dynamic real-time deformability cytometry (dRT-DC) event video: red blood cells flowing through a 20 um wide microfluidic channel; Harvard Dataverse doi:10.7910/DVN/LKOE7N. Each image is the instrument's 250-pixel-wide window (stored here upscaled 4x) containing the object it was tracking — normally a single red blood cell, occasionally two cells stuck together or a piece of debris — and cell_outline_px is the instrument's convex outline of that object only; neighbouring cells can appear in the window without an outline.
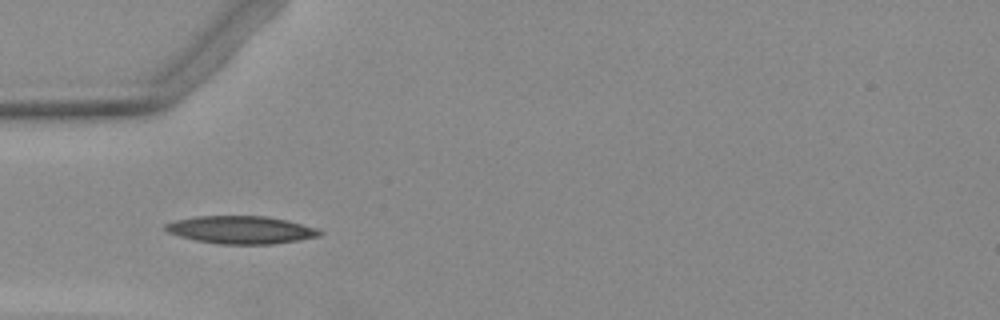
{"species": "Egyptian fruit bat (a non-hibernating species)", "species_latin": "Rousettus aegyptiacus", "temperature_condition": "warm", "stored_images_in_passage": 15, "camera_frame_rate_fps": 3000, "um_per_image_px": 0.085, "animal": {"sex": "female"}, "frame": {"image": 1, "passage_image": 3, "time_ms": 0.667, "image_size_px": [1000, 320], "cell_outline_px": [[324, 232], [320, 236], [300, 240], [272, 244], [220, 244], [196, 240], [164, 232], [160, 228], [164, 224], [176, 220], [196, 216], [264, 216], [288, 220], [316, 228]], "centroid_in_image_um": [20.45, 19.53], "position_along_channel_um": 64.6, "area_um2": 25.14}}
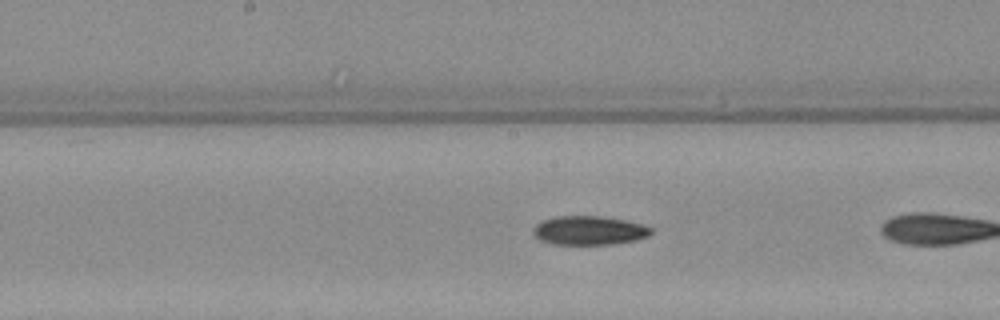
{"frame": {"image": 2, "passage_image": 11, "time_ms": 3.333, "image_size_px": [1000, 320], "cell_outline_px": [[652, 232], [648, 236], [636, 240], [616, 244], [552, 244], [540, 240], [532, 232], [532, 228], [536, 224], [544, 220], [556, 216], [596, 216], [624, 220], [640, 224], [652, 228]], "centroid_in_image_um": [50.06, 19.59], "position_along_channel_um": 198.1, "area_um2": 19.77}}